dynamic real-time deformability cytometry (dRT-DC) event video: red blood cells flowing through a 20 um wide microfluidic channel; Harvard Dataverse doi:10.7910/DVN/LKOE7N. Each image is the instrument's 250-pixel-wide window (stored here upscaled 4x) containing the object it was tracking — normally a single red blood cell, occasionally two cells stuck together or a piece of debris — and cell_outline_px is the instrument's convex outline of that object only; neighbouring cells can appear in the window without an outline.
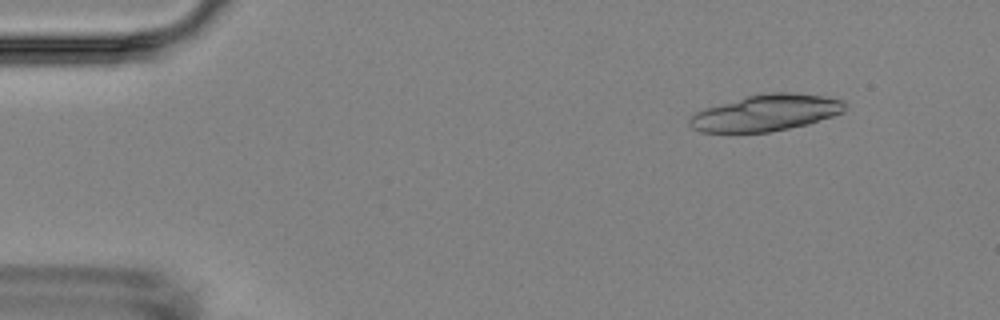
{"species": "Egyptian fruit bat (a non-hibernating species)", "species_latin": "Rousettus aegyptiacus", "temperature_condition": "room temperature", "stored_images_in_passage": 5, "camera_frame_rate_fps": 3000, "um_per_image_px": 0.085, "animal": {"sex": "female"}, "frame": {"image": 1, "passage_image": 2, "time_ms": 1.0, "image_size_px": [1000, 320], "cell_outline_px": [[844, 112], [808, 124], [768, 132], [700, 132], [692, 128], [688, 124], [688, 120], [696, 112], [704, 108], [748, 96], [772, 92], [792, 92], [824, 96], [844, 100]], "centroid_in_image_um": [65.1, 9.59], "position_along_channel_um": 19.9, "area_um2": 32.71}}